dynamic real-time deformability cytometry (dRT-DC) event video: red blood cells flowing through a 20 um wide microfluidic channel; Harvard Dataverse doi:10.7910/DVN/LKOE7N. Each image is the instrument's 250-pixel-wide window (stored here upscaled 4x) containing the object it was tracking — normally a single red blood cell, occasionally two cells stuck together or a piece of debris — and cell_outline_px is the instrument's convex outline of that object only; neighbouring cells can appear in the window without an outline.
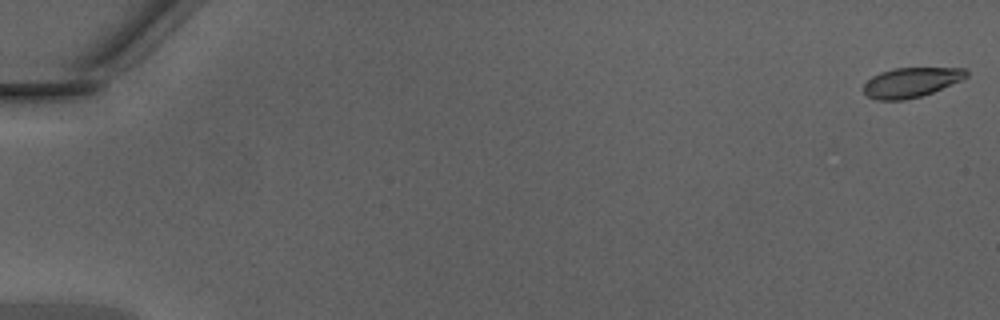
{"species": "Egyptian fruit bat (a non-hibernating species)", "species_latin": "Rousettus aegyptiacus", "temperature_condition": "warm", "stored_images_in_passage": 7, "camera_frame_rate_fps": 3000, "um_per_image_px": 0.085, "animal": {"sex": "male"}, "frame": {"image": 1, "passage_image": 1, "time_ms": 0.0, "image_size_px": [1000, 320], "cell_outline_px": [[968, 76], [960, 80], [932, 92], [920, 96], [904, 100], [876, 100], [868, 96], [864, 92], [864, 84], [872, 76], [880, 72], [896, 68], [964, 68], [968, 72]], "centroid_in_image_um": [77.42, 7.0], "position_along_channel_um": 7.6, "area_um2": 17.57}}